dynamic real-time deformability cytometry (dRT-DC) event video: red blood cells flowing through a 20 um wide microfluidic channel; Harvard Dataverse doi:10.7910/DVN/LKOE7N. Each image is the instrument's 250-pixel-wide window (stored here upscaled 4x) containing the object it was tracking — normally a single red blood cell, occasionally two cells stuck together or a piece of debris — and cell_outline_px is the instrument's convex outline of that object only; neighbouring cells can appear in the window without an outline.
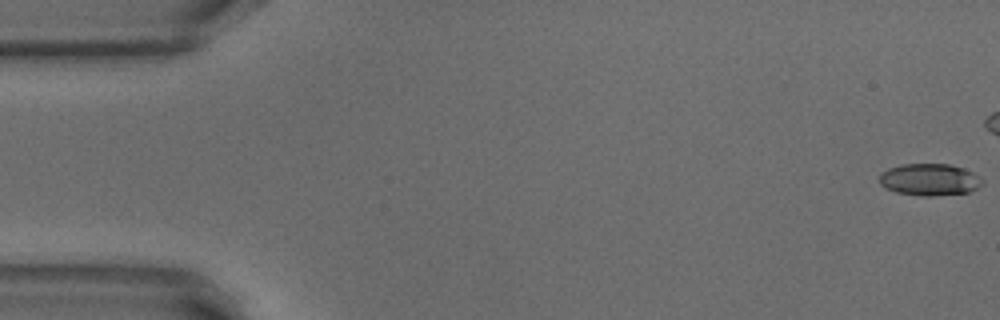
{"species": "common noctule bat (a hibernating species)", "species_latin": "Nyctalus noctula", "temperature_condition": "warm", "stored_images_in_passage": 42, "camera_frame_rate_fps": 3000, "um_per_image_px": 0.085, "animal": {"sex": "male", "body_mass_g": 18.8}, "frame": {"image": 1, "passage_image": 1, "time_ms": 0.0, "image_size_px": [1000, 320], "cell_outline_px": [[984, 184], [968, 192], [932, 196], [924, 196], [896, 192], [880, 184], [880, 172], [888, 168], [900, 164], [948, 164], [964, 168], [972, 172], [984, 180]], "centroid_in_image_um": [79.02, 15.26], "position_along_channel_um": 6.0, "area_um2": 19.13}}
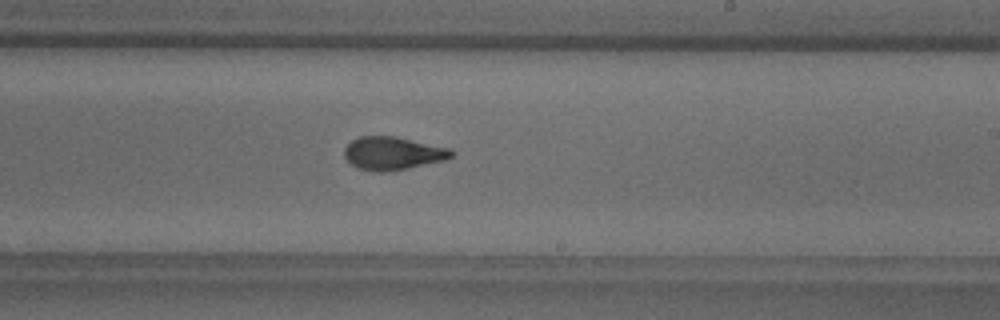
{"frame": {"image": 2, "passage_image": 31, "time_ms": 10.0, "image_size_px": [1000, 320], "cell_outline_px": [[452, 156], [444, 160], [408, 168], [388, 172], [372, 172], [356, 168], [344, 156], [344, 148], [352, 140], [360, 136], [392, 136], [452, 148]], "centroid_in_image_um": [33.36, 13.04], "position_along_channel_um": 255.6, "area_um2": 20.63}}
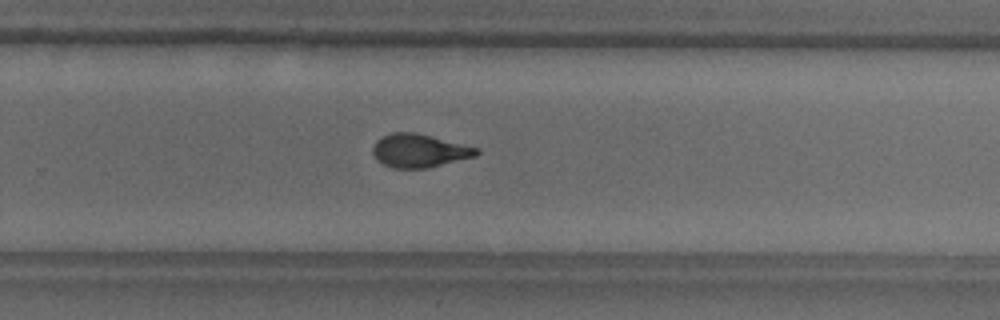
{"frame": {"image": 3, "passage_image": 34, "time_ms": 11.0, "image_size_px": [1000, 320], "cell_outline_px": [[480, 152], [476, 156], [428, 168], [392, 168], [384, 164], [372, 152], [372, 148], [376, 140], [388, 132], [416, 132], [480, 148]], "centroid_in_image_um": [35.66, 12.79], "position_along_channel_um": 294.1, "area_um2": 20.23}}